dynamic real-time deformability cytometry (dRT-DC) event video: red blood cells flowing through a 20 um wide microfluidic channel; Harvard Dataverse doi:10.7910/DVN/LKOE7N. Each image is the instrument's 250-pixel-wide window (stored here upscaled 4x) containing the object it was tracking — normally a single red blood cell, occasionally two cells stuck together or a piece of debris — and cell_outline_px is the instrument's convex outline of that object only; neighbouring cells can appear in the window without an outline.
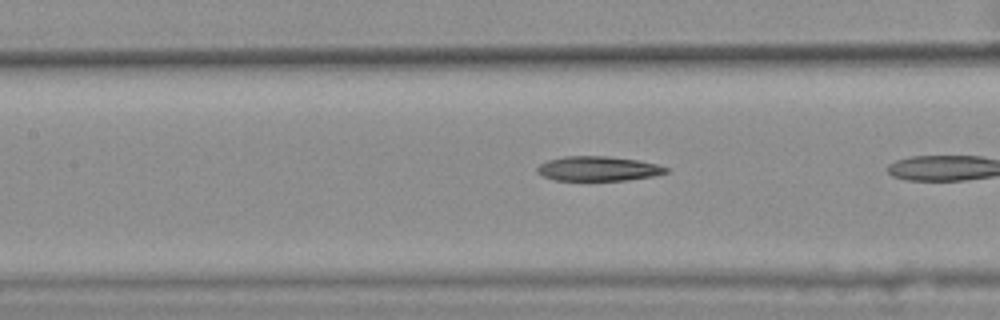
{"species": "common noctule bat (a hibernating species)", "species_latin": "Nyctalus noctula", "temperature_condition": "warm", "stored_images_in_passage": 10, "camera_frame_rate_fps": 3000, "um_per_image_px": 0.085, "animal": {"sex": "female", "body_mass_g": 25.1}, "frame": {"image": 1, "passage_image": 9, "time_ms": 2.667, "image_size_px": [1000, 320], "cell_outline_px": [[668, 172], [652, 176], [624, 180], [552, 180], [536, 172], [536, 168], [540, 164], [548, 160], [564, 156], [608, 156], [636, 160], [656, 164], [668, 168]], "centroid_in_image_um": [50.8, 14.33], "position_along_channel_um": 156.6, "area_um2": 18.32}}